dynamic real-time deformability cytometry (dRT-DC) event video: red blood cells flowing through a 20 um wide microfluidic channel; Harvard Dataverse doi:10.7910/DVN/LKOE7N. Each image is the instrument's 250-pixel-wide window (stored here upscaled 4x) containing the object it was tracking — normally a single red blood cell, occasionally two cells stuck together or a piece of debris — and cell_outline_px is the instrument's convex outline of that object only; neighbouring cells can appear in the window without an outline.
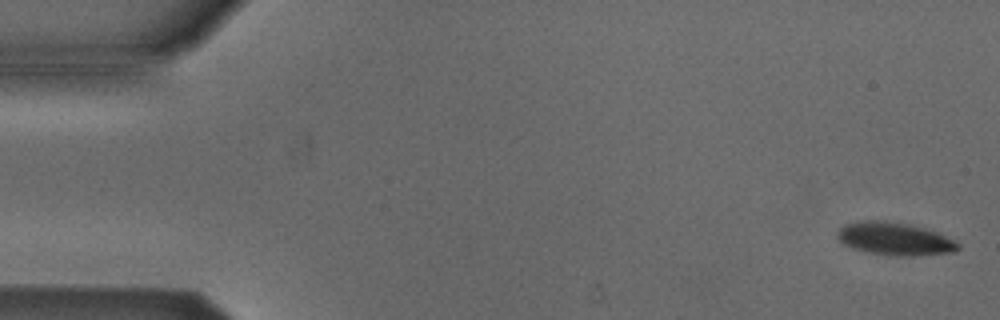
{"species": "Egyptian fruit bat (a non-hibernating species)", "species_latin": "Rousettus aegyptiacus", "temperature_condition": "cold", "stored_images_in_passage": 5, "camera_frame_rate_fps": 3000, "um_per_image_px": 0.085, "animal": {"sex": "male"}, "frame": {"image": 1, "passage_image": 1, "time_ms": 0.0, "image_size_px": [1000, 320], "cell_outline_px": [[960, 248], [956, 252], [912, 256], [896, 256], [872, 252], [852, 248], [844, 244], [836, 236], [840, 228], [844, 224], [856, 220], [884, 220], [912, 224], [936, 232], [956, 240], [960, 244]], "centroid_in_image_um": [76.08, 20.28], "position_along_channel_um": 8.9, "area_um2": 23.29}}
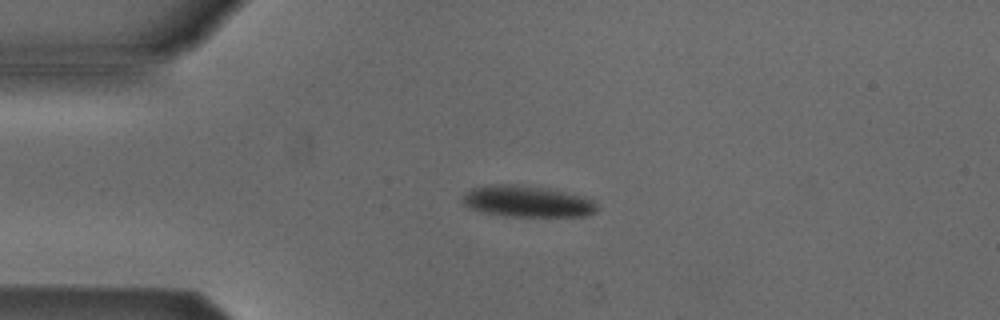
{"frame": {"image": 2, "passage_image": 4, "time_ms": 3.667, "image_size_px": [1000, 320], "cell_outline_px": [[600, 208], [596, 212], [588, 216], [504, 216], [484, 212], [468, 208], [460, 200], [472, 188], [484, 184], [512, 184], [556, 188], [584, 196], [596, 200]], "centroid_in_image_um": [44.9, 17.1], "position_along_channel_um": 40.1, "area_um2": 25.32}}